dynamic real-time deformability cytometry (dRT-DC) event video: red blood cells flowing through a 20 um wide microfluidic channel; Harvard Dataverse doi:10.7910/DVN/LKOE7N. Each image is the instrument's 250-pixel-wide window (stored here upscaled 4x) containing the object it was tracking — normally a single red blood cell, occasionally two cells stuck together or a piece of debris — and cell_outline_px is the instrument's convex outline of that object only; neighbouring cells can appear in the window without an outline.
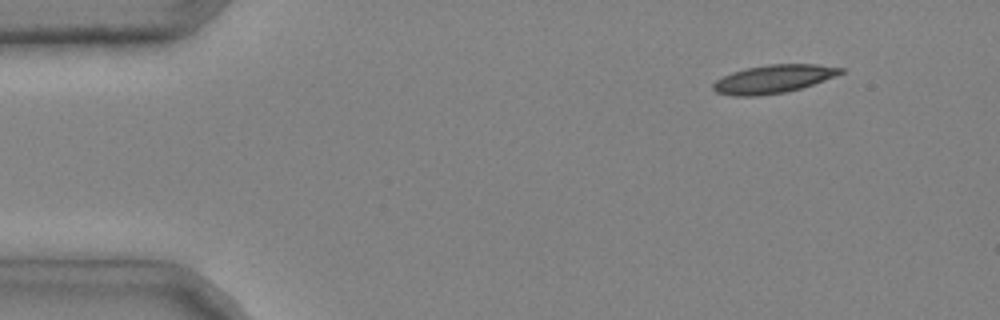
{"species": "common noctule bat (a hibernating species)", "species_latin": "Nyctalus noctula", "temperature_condition": "cold", "stored_images_in_passage": 5, "camera_frame_rate_fps": 3000, "um_per_image_px": 0.085, "animal": {"sex": "male", "body_mass_g": 20.4}, "frame": {"image": 1, "passage_image": 1, "time_ms": 0.0, "image_size_px": [1000, 320], "cell_outline_px": [[844, 72], [824, 80], [800, 88], [784, 92], [760, 96], [732, 96], [716, 92], [712, 88], [712, 84], [716, 80], [732, 72], [748, 68], [768, 64], [816, 64], [844, 68]], "centroid_in_image_um": [65.71, 6.72], "position_along_channel_um": 19.3, "area_um2": 20.81}}